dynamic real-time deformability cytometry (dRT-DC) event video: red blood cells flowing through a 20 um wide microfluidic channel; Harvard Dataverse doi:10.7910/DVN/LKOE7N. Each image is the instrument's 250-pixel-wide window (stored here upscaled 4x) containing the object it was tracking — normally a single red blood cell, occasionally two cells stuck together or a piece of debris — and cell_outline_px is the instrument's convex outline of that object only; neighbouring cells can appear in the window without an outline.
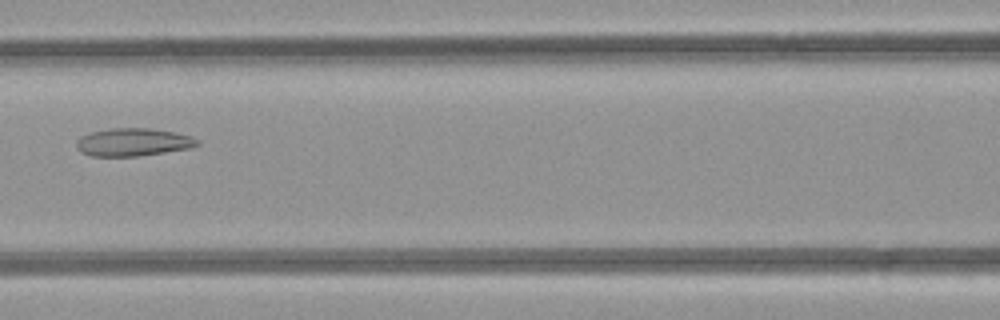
{"species": "common noctule bat (a hibernating species)", "species_latin": "Nyctalus noctula", "temperature_condition": "room temperature", "stored_images_in_passage": 7, "camera_frame_rate_fps": 3000, "um_per_image_px": 0.085, "animal": {"sex": "female", "body_mass_g": 21.9}, "frame": {"image": 1, "passage_image": 7, "time_ms": 7.667, "image_size_px": [1000, 320], "cell_outline_px": [[200, 144], [192, 148], [140, 156], [92, 156], [80, 152], [76, 148], [76, 140], [80, 136], [92, 132], [112, 128], [152, 128], [192, 136], [200, 140]], "centroid_in_image_um": [11.33, 12.09], "position_along_channel_um": 155.3, "area_um2": 19.83}}